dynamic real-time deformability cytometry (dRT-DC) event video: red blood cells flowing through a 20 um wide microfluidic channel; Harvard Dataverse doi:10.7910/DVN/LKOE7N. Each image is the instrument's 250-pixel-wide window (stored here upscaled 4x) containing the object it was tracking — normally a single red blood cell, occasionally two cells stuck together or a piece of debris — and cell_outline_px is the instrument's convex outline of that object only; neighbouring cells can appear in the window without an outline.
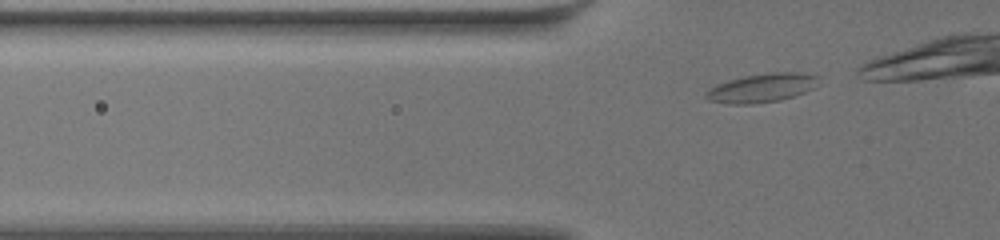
{"species": "common noctule bat (a hibernating species)", "species_latin": "Nyctalus noctula", "temperature_condition": "warm", "stored_images_in_passage": 11, "camera_frame_rate_fps": 3000, "um_per_image_px": 0.085, "animal": {"sex": "female", "body_mass_g": 19.5, "forearm_length_mm": 54.1}, "frame": {"image": 1, "passage_image": 4, "time_ms": 1.0, "image_size_px": [1000, 240], "cell_outline_px": [[816, 76], [812, 88], [804, 92], [780, 100], [752, 104], [728, 104], [708, 100], [704, 96], [716, 84], [728, 80], [744, 76], [772, 72], [796, 72]], "centroid_in_image_um": [64.67, 7.48], "position_along_channel_um": 61.1, "area_um2": 18.38}}
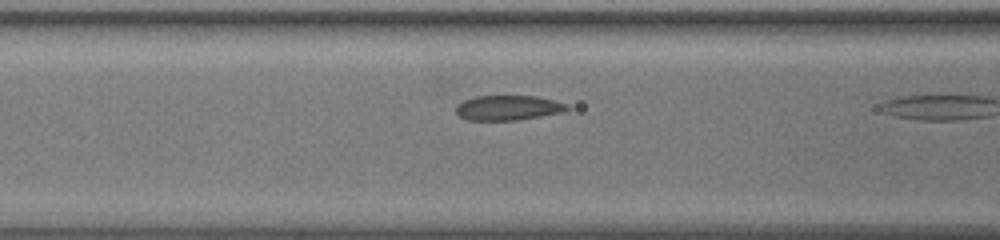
{"frame": {"image": 2, "passage_image": 10, "time_ms": 3.0, "image_size_px": [1000, 240], "cell_outline_px": [[572, 108], [560, 112], [540, 116], [516, 120], [468, 120], [460, 116], [456, 112], [456, 104], [472, 96], [536, 96], [568, 104]], "centroid_in_image_um": [43.16, 9.15], "position_along_channel_um": 123.4, "area_um2": 16.07}}